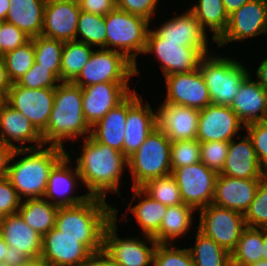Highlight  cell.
Here are the masks:
<instances>
[{
	"label": "cell",
	"mask_w": 267,
	"mask_h": 266,
	"mask_svg": "<svg viewBox=\"0 0 267 266\" xmlns=\"http://www.w3.org/2000/svg\"><path fill=\"white\" fill-rule=\"evenodd\" d=\"M80 152L76 167L88 194L106 199L107 192L114 191L121 196L119 185L124 168H128V158L91 136L84 138Z\"/></svg>",
	"instance_id": "cell-1"
},
{
	"label": "cell",
	"mask_w": 267,
	"mask_h": 266,
	"mask_svg": "<svg viewBox=\"0 0 267 266\" xmlns=\"http://www.w3.org/2000/svg\"><path fill=\"white\" fill-rule=\"evenodd\" d=\"M20 160L15 157L22 156ZM27 154V155H26ZM67 154L58 146L34 149H15L11 154L7 178L23 200L43 198L52 168Z\"/></svg>",
	"instance_id": "cell-2"
},
{
	"label": "cell",
	"mask_w": 267,
	"mask_h": 266,
	"mask_svg": "<svg viewBox=\"0 0 267 266\" xmlns=\"http://www.w3.org/2000/svg\"><path fill=\"white\" fill-rule=\"evenodd\" d=\"M44 145L63 146L64 141L90 136L82 108V88L73 82H59L55 88L54 105L49 122L41 133ZM68 139V140H67Z\"/></svg>",
	"instance_id": "cell-3"
},
{
	"label": "cell",
	"mask_w": 267,
	"mask_h": 266,
	"mask_svg": "<svg viewBox=\"0 0 267 266\" xmlns=\"http://www.w3.org/2000/svg\"><path fill=\"white\" fill-rule=\"evenodd\" d=\"M114 218V207L106 199L91 196L81 204L59 207L55 228L76 238H103L106 225Z\"/></svg>",
	"instance_id": "cell-4"
},
{
	"label": "cell",
	"mask_w": 267,
	"mask_h": 266,
	"mask_svg": "<svg viewBox=\"0 0 267 266\" xmlns=\"http://www.w3.org/2000/svg\"><path fill=\"white\" fill-rule=\"evenodd\" d=\"M211 54L204 55L198 65L208 87L211 104L230 106L240 85L251 73L239 60Z\"/></svg>",
	"instance_id": "cell-5"
},
{
	"label": "cell",
	"mask_w": 267,
	"mask_h": 266,
	"mask_svg": "<svg viewBox=\"0 0 267 266\" xmlns=\"http://www.w3.org/2000/svg\"><path fill=\"white\" fill-rule=\"evenodd\" d=\"M150 22L116 7L105 16L107 49L121 52L132 61L135 75L140 72L136 56L145 51Z\"/></svg>",
	"instance_id": "cell-6"
},
{
	"label": "cell",
	"mask_w": 267,
	"mask_h": 266,
	"mask_svg": "<svg viewBox=\"0 0 267 266\" xmlns=\"http://www.w3.org/2000/svg\"><path fill=\"white\" fill-rule=\"evenodd\" d=\"M170 146L171 141L159 127L148 135L138 150L128 158L132 188L171 174Z\"/></svg>",
	"instance_id": "cell-7"
},
{
	"label": "cell",
	"mask_w": 267,
	"mask_h": 266,
	"mask_svg": "<svg viewBox=\"0 0 267 266\" xmlns=\"http://www.w3.org/2000/svg\"><path fill=\"white\" fill-rule=\"evenodd\" d=\"M103 238H76L55 227L42 237L40 259L49 266H80L93 253L102 251Z\"/></svg>",
	"instance_id": "cell-8"
},
{
	"label": "cell",
	"mask_w": 267,
	"mask_h": 266,
	"mask_svg": "<svg viewBox=\"0 0 267 266\" xmlns=\"http://www.w3.org/2000/svg\"><path fill=\"white\" fill-rule=\"evenodd\" d=\"M118 209L114 208V218L106 225L103 234L102 250L118 266H153L157 242L153 237L144 236L150 244L134 238L121 239L117 234Z\"/></svg>",
	"instance_id": "cell-9"
},
{
	"label": "cell",
	"mask_w": 267,
	"mask_h": 266,
	"mask_svg": "<svg viewBox=\"0 0 267 266\" xmlns=\"http://www.w3.org/2000/svg\"><path fill=\"white\" fill-rule=\"evenodd\" d=\"M135 75V64L123 53L100 48L94 50L74 84L81 88L105 82H129Z\"/></svg>",
	"instance_id": "cell-10"
},
{
	"label": "cell",
	"mask_w": 267,
	"mask_h": 266,
	"mask_svg": "<svg viewBox=\"0 0 267 266\" xmlns=\"http://www.w3.org/2000/svg\"><path fill=\"white\" fill-rule=\"evenodd\" d=\"M198 230L231 253L246 228L244 214L215 204L199 210Z\"/></svg>",
	"instance_id": "cell-11"
},
{
	"label": "cell",
	"mask_w": 267,
	"mask_h": 266,
	"mask_svg": "<svg viewBox=\"0 0 267 266\" xmlns=\"http://www.w3.org/2000/svg\"><path fill=\"white\" fill-rule=\"evenodd\" d=\"M184 204L195 210L212 204L217 173L201 161L172 170Z\"/></svg>",
	"instance_id": "cell-12"
},
{
	"label": "cell",
	"mask_w": 267,
	"mask_h": 266,
	"mask_svg": "<svg viewBox=\"0 0 267 266\" xmlns=\"http://www.w3.org/2000/svg\"><path fill=\"white\" fill-rule=\"evenodd\" d=\"M54 94L55 89H30L14 82L3 100L28 118L42 133L50 119L54 105Z\"/></svg>",
	"instance_id": "cell-13"
},
{
	"label": "cell",
	"mask_w": 267,
	"mask_h": 266,
	"mask_svg": "<svg viewBox=\"0 0 267 266\" xmlns=\"http://www.w3.org/2000/svg\"><path fill=\"white\" fill-rule=\"evenodd\" d=\"M154 53L164 77L174 73H187L198 68L204 56L196 47L181 46V42L160 39L152 29L147 34L146 48L143 54Z\"/></svg>",
	"instance_id": "cell-14"
},
{
	"label": "cell",
	"mask_w": 267,
	"mask_h": 266,
	"mask_svg": "<svg viewBox=\"0 0 267 266\" xmlns=\"http://www.w3.org/2000/svg\"><path fill=\"white\" fill-rule=\"evenodd\" d=\"M267 34L266 0H250L229 15L226 31L216 41L218 47Z\"/></svg>",
	"instance_id": "cell-15"
},
{
	"label": "cell",
	"mask_w": 267,
	"mask_h": 266,
	"mask_svg": "<svg viewBox=\"0 0 267 266\" xmlns=\"http://www.w3.org/2000/svg\"><path fill=\"white\" fill-rule=\"evenodd\" d=\"M165 103L203 109L211 104V98L199 68L187 73L165 76Z\"/></svg>",
	"instance_id": "cell-16"
},
{
	"label": "cell",
	"mask_w": 267,
	"mask_h": 266,
	"mask_svg": "<svg viewBox=\"0 0 267 266\" xmlns=\"http://www.w3.org/2000/svg\"><path fill=\"white\" fill-rule=\"evenodd\" d=\"M131 92L129 82H105L83 87V114L90 128L98 123L108 111L121 103Z\"/></svg>",
	"instance_id": "cell-17"
},
{
	"label": "cell",
	"mask_w": 267,
	"mask_h": 266,
	"mask_svg": "<svg viewBox=\"0 0 267 266\" xmlns=\"http://www.w3.org/2000/svg\"><path fill=\"white\" fill-rule=\"evenodd\" d=\"M245 126L230 106L210 104L200 110L198 133L199 142H229Z\"/></svg>",
	"instance_id": "cell-18"
},
{
	"label": "cell",
	"mask_w": 267,
	"mask_h": 266,
	"mask_svg": "<svg viewBox=\"0 0 267 266\" xmlns=\"http://www.w3.org/2000/svg\"><path fill=\"white\" fill-rule=\"evenodd\" d=\"M80 12L77 0H46L41 35L64 42L76 40Z\"/></svg>",
	"instance_id": "cell-19"
},
{
	"label": "cell",
	"mask_w": 267,
	"mask_h": 266,
	"mask_svg": "<svg viewBox=\"0 0 267 266\" xmlns=\"http://www.w3.org/2000/svg\"><path fill=\"white\" fill-rule=\"evenodd\" d=\"M70 154H66L51 170L44 199L58 207L75 206L83 203L91 196L87 193L85 195L73 194L74 187H77L78 182H82L81 176L77 170L69 166ZM70 194V195H69Z\"/></svg>",
	"instance_id": "cell-20"
},
{
	"label": "cell",
	"mask_w": 267,
	"mask_h": 266,
	"mask_svg": "<svg viewBox=\"0 0 267 266\" xmlns=\"http://www.w3.org/2000/svg\"><path fill=\"white\" fill-rule=\"evenodd\" d=\"M157 109V126L171 142L196 139L200 110L168 103Z\"/></svg>",
	"instance_id": "cell-21"
},
{
	"label": "cell",
	"mask_w": 267,
	"mask_h": 266,
	"mask_svg": "<svg viewBox=\"0 0 267 266\" xmlns=\"http://www.w3.org/2000/svg\"><path fill=\"white\" fill-rule=\"evenodd\" d=\"M152 31L160 39L181 42V46L196 47L203 55L209 54L207 32L190 10L170 18Z\"/></svg>",
	"instance_id": "cell-22"
},
{
	"label": "cell",
	"mask_w": 267,
	"mask_h": 266,
	"mask_svg": "<svg viewBox=\"0 0 267 266\" xmlns=\"http://www.w3.org/2000/svg\"><path fill=\"white\" fill-rule=\"evenodd\" d=\"M0 141L15 149H34L44 145L42 134L32 122L19 111L12 108L4 100L0 102ZM28 143H37L32 146H18Z\"/></svg>",
	"instance_id": "cell-23"
},
{
	"label": "cell",
	"mask_w": 267,
	"mask_h": 266,
	"mask_svg": "<svg viewBox=\"0 0 267 266\" xmlns=\"http://www.w3.org/2000/svg\"><path fill=\"white\" fill-rule=\"evenodd\" d=\"M260 181L218 174L212 204L244 214L256 195Z\"/></svg>",
	"instance_id": "cell-24"
},
{
	"label": "cell",
	"mask_w": 267,
	"mask_h": 266,
	"mask_svg": "<svg viewBox=\"0 0 267 266\" xmlns=\"http://www.w3.org/2000/svg\"><path fill=\"white\" fill-rule=\"evenodd\" d=\"M137 91H133L115 108L94 126L90 136L97 142L107 145L123 153V140L128 109L139 99Z\"/></svg>",
	"instance_id": "cell-25"
},
{
	"label": "cell",
	"mask_w": 267,
	"mask_h": 266,
	"mask_svg": "<svg viewBox=\"0 0 267 266\" xmlns=\"http://www.w3.org/2000/svg\"><path fill=\"white\" fill-rule=\"evenodd\" d=\"M229 141L228 153L221 175L241 179H262L267 173L259 165L253 143L248 134L240 142Z\"/></svg>",
	"instance_id": "cell-26"
},
{
	"label": "cell",
	"mask_w": 267,
	"mask_h": 266,
	"mask_svg": "<svg viewBox=\"0 0 267 266\" xmlns=\"http://www.w3.org/2000/svg\"><path fill=\"white\" fill-rule=\"evenodd\" d=\"M142 96L127 111L123 154L129 158L134 154L148 135L156 129L157 111L153 112L149 102L142 104Z\"/></svg>",
	"instance_id": "cell-27"
},
{
	"label": "cell",
	"mask_w": 267,
	"mask_h": 266,
	"mask_svg": "<svg viewBox=\"0 0 267 266\" xmlns=\"http://www.w3.org/2000/svg\"><path fill=\"white\" fill-rule=\"evenodd\" d=\"M244 124L265 121L267 116V91L258 81L251 80V74L242 82L230 105Z\"/></svg>",
	"instance_id": "cell-28"
},
{
	"label": "cell",
	"mask_w": 267,
	"mask_h": 266,
	"mask_svg": "<svg viewBox=\"0 0 267 266\" xmlns=\"http://www.w3.org/2000/svg\"><path fill=\"white\" fill-rule=\"evenodd\" d=\"M0 235L5 242L31 260L40 259L42 251V236L34 231L19 213L1 217Z\"/></svg>",
	"instance_id": "cell-29"
},
{
	"label": "cell",
	"mask_w": 267,
	"mask_h": 266,
	"mask_svg": "<svg viewBox=\"0 0 267 266\" xmlns=\"http://www.w3.org/2000/svg\"><path fill=\"white\" fill-rule=\"evenodd\" d=\"M7 22L24 31L31 38L42 34L46 0H9Z\"/></svg>",
	"instance_id": "cell-30"
},
{
	"label": "cell",
	"mask_w": 267,
	"mask_h": 266,
	"mask_svg": "<svg viewBox=\"0 0 267 266\" xmlns=\"http://www.w3.org/2000/svg\"><path fill=\"white\" fill-rule=\"evenodd\" d=\"M132 191L134 192L133 200L129 203L127 210L133 213L143 235L154 237L158 233L167 206L152 199L140 187H134ZM140 196H142L140 202L131 207L133 201L137 202L136 198Z\"/></svg>",
	"instance_id": "cell-31"
},
{
	"label": "cell",
	"mask_w": 267,
	"mask_h": 266,
	"mask_svg": "<svg viewBox=\"0 0 267 266\" xmlns=\"http://www.w3.org/2000/svg\"><path fill=\"white\" fill-rule=\"evenodd\" d=\"M196 210L186 204L167 207L158 233L153 239L158 244H171V240L187 235L192 227L193 212Z\"/></svg>",
	"instance_id": "cell-32"
},
{
	"label": "cell",
	"mask_w": 267,
	"mask_h": 266,
	"mask_svg": "<svg viewBox=\"0 0 267 266\" xmlns=\"http://www.w3.org/2000/svg\"><path fill=\"white\" fill-rule=\"evenodd\" d=\"M18 213L42 237L55 227L58 206L44 198L24 199Z\"/></svg>",
	"instance_id": "cell-33"
},
{
	"label": "cell",
	"mask_w": 267,
	"mask_h": 266,
	"mask_svg": "<svg viewBox=\"0 0 267 266\" xmlns=\"http://www.w3.org/2000/svg\"><path fill=\"white\" fill-rule=\"evenodd\" d=\"M191 9H189L196 19L200 22L201 27L206 28L213 33V42H216L226 31L229 23L227 14L222 0H198ZM206 27V28H205Z\"/></svg>",
	"instance_id": "cell-34"
},
{
	"label": "cell",
	"mask_w": 267,
	"mask_h": 266,
	"mask_svg": "<svg viewBox=\"0 0 267 266\" xmlns=\"http://www.w3.org/2000/svg\"><path fill=\"white\" fill-rule=\"evenodd\" d=\"M263 228L246 227L230 253L231 266H249L263 260Z\"/></svg>",
	"instance_id": "cell-35"
},
{
	"label": "cell",
	"mask_w": 267,
	"mask_h": 266,
	"mask_svg": "<svg viewBox=\"0 0 267 266\" xmlns=\"http://www.w3.org/2000/svg\"><path fill=\"white\" fill-rule=\"evenodd\" d=\"M188 249L195 266H231L230 253L198 229L195 245Z\"/></svg>",
	"instance_id": "cell-36"
},
{
	"label": "cell",
	"mask_w": 267,
	"mask_h": 266,
	"mask_svg": "<svg viewBox=\"0 0 267 266\" xmlns=\"http://www.w3.org/2000/svg\"><path fill=\"white\" fill-rule=\"evenodd\" d=\"M91 48L92 46L75 40L64 43L61 62L62 82H73L77 78L94 51Z\"/></svg>",
	"instance_id": "cell-37"
},
{
	"label": "cell",
	"mask_w": 267,
	"mask_h": 266,
	"mask_svg": "<svg viewBox=\"0 0 267 266\" xmlns=\"http://www.w3.org/2000/svg\"><path fill=\"white\" fill-rule=\"evenodd\" d=\"M78 36H81L80 40ZM75 41L107 49L105 16L81 11Z\"/></svg>",
	"instance_id": "cell-38"
},
{
	"label": "cell",
	"mask_w": 267,
	"mask_h": 266,
	"mask_svg": "<svg viewBox=\"0 0 267 266\" xmlns=\"http://www.w3.org/2000/svg\"><path fill=\"white\" fill-rule=\"evenodd\" d=\"M35 48V62L47 68L61 81V62L64 41L43 35L32 37Z\"/></svg>",
	"instance_id": "cell-39"
},
{
	"label": "cell",
	"mask_w": 267,
	"mask_h": 266,
	"mask_svg": "<svg viewBox=\"0 0 267 266\" xmlns=\"http://www.w3.org/2000/svg\"><path fill=\"white\" fill-rule=\"evenodd\" d=\"M140 188L152 199L167 207L183 204L180 189L171 174L147 181Z\"/></svg>",
	"instance_id": "cell-40"
},
{
	"label": "cell",
	"mask_w": 267,
	"mask_h": 266,
	"mask_svg": "<svg viewBox=\"0 0 267 266\" xmlns=\"http://www.w3.org/2000/svg\"><path fill=\"white\" fill-rule=\"evenodd\" d=\"M8 76L12 83L26 74L35 62V48L30 40L25 45L2 55Z\"/></svg>",
	"instance_id": "cell-41"
},
{
	"label": "cell",
	"mask_w": 267,
	"mask_h": 266,
	"mask_svg": "<svg viewBox=\"0 0 267 266\" xmlns=\"http://www.w3.org/2000/svg\"><path fill=\"white\" fill-rule=\"evenodd\" d=\"M244 218L246 227L267 228V174L261 179Z\"/></svg>",
	"instance_id": "cell-42"
},
{
	"label": "cell",
	"mask_w": 267,
	"mask_h": 266,
	"mask_svg": "<svg viewBox=\"0 0 267 266\" xmlns=\"http://www.w3.org/2000/svg\"><path fill=\"white\" fill-rule=\"evenodd\" d=\"M200 162V142L197 139L171 142V170Z\"/></svg>",
	"instance_id": "cell-43"
},
{
	"label": "cell",
	"mask_w": 267,
	"mask_h": 266,
	"mask_svg": "<svg viewBox=\"0 0 267 266\" xmlns=\"http://www.w3.org/2000/svg\"><path fill=\"white\" fill-rule=\"evenodd\" d=\"M171 244L156 245L153 266H195L188 248Z\"/></svg>",
	"instance_id": "cell-44"
},
{
	"label": "cell",
	"mask_w": 267,
	"mask_h": 266,
	"mask_svg": "<svg viewBox=\"0 0 267 266\" xmlns=\"http://www.w3.org/2000/svg\"><path fill=\"white\" fill-rule=\"evenodd\" d=\"M228 148L229 142L225 141L200 142V161L220 174L225 165Z\"/></svg>",
	"instance_id": "cell-45"
},
{
	"label": "cell",
	"mask_w": 267,
	"mask_h": 266,
	"mask_svg": "<svg viewBox=\"0 0 267 266\" xmlns=\"http://www.w3.org/2000/svg\"><path fill=\"white\" fill-rule=\"evenodd\" d=\"M58 82L61 81L51 71L34 62L31 69L16 83L22 87H27L30 89H55L59 85Z\"/></svg>",
	"instance_id": "cell-46"
},
{
	"label": "cell",
	"mask_w": 267,
	"mask_h": 266,
	"mask_svg": "<svg viewBox=\"0 0 267 266\" xmlns=\"http://www.w3.org/2000/svg\"><path fill=\"white\" fill-rule=\"evenodd\" d=\"M244 127L252 140L259 165L267 173V122H253Z\"/></svg>",
	"instance_id": "cell-47"
},
{
	"label": "cell",
	"mask_w": 267,
	"mask_h": 266,
	"mask_svg": "<svg viewBox=\"0 0 267 266\" xmlns=\"http://www.w3.org/2000/svg\"><path fill=\"white\" fill-rule=\"evenodd\" d=\"M31 37L15 25L4 21L0 30V56L25 45Z\"/></svg>",
	"instance_id": "cell-48"
},
{
	"label": "cell",
	"mask_w": 267,
	"mask_h": 266,
	"mask_svg": "<svg viewBox=\"0 0 267 266\" xmlns=\"http://www.w3.org/2000/svg\"><path fill=\"white\" fill-rule=\"evenodd\" d=\"M22 199L16 192L10 180L0 179V217L11 216L18 213Z\"/></svg>",
	"instance_id": "cell-49"
},
{
	"label": "cell",
	"mask_w": 267,
	"mask_h": 266,
	"mask_svg": "<svg viewBox=\"0 0 267 266\" xmlns=\"http://www.w3.org/2000/svg\"><path fill=\"white\" fill-rule=\"evenodd\" d=\"M159 0H115L116 8L130 14L144 17L148 21L153 18Z\"/></svg>",
	"instance_id": "cell-50"
},
{
	"label": "cell",
	"mask_w": 267,
	"mask_h": 266,
	"mask_svg": "<svg viewBox=\"0 0 267 266\" xmlns=\"http://www.w3.org/2000/svg\"><path fill=\"white\" fill-rule=\"evenodd\" d=\"M80 10L106 16L115 7V0H77Z\"/></svg>",
	"instance_id": "cell-51"
},
{
	"label": "cell",
	"mask_w": 267,
	"mask_h": 266,
	"mask_svg": "<svg viewBox=\"0 0 267 266\" xmlns=\"http://www.w3.org/2000/svg\"><path fill=\"white\" fill-rule=\"evenodd\" d=\"M30 260L31 259L23 254L19 249L8 246L4 262L9 266H24Z\"/></svg>",
	"instance_id": "cell-52"
},
{
	"label": "cell",
	"mask_w": 267,
	"mask_h": 266,
	"mask_svg": "<svg viewBox=\"0 0 267 266\" xmlns=\"http://www.w3.org/2000/svg\"><path fill=\"white\" fill-rule=\"evenodd\" d=\"M80 266H118L112 261L106 253L102 250L93 253L84 263Z\"/></svg>",
	"instance_id": "cell-53"
},
{
	"label": "cell",
	"mask_w": 267,
	"mask_h": 266,
	"mask_svg": "<svg viewBox=\"0 0 267 266\" xmlns=\"http://www.w3.org/2000/svg\"><path fill=\"white\" fill-rule=\"evenodd\" d=\"M13 148L0 141V179L7 177L8 165Z\"/></svg>",
	"instance_id": "cell-54"
},
{
	"label": "cell",
	"mask_w": 267,
	"mask_h": 266,
	"mask_svg": "<svg viewBox=\"0 0 267 266\" xmlns=\"http://www.w3.org/2000/svg\"><path fill=\"white\" fill-rule=\"evenodd\" d=\"M11 86L12 81L8 76L4 59L0 56V94L4 97Z\"/></svg>",
	"instance_id": "cell-55"
},
{
	"label": "cell",
	"mask_w": 267,
	"mask_h": 266,
	"mask_svg": "<svg viewBox=\"0 0 267 266\" xmlns=\"http://www.w3.org/2000/svg\"><path fill=\"white\" fill-rule=\"evenodd\" d=\"M256 76L259 84L267 91V59H264L257 68Z\"/></svg>",
	"instance_id": "cell-56"
},
{
	"label": "cell",
	"mask_w": 267,
	"mask_h": 266,
	"mask_svg": "<svg viewBox=\"0 0 267 266\" xmlns=\"http://www.w3.org/2000/svg\"><path fill=\"white\" fill-rule=\"evenodd\" d=\"M222 1L227 14L230 15L250 0H222Z\"/></svg>",
	"instance_id": "cell-57"
},
{
	"label": "cell",
	"mask_w": 267,
	"mask_h": 266,
	"mask_svg": "<svg viewBox=\"0 0 267 266\" xmlns=\"http://www.w3.org/2000/svg\"><path fill=\"white\" fill-rule=\"evenodd\" d=\"M10 6L9 0H0V20H6V15Z\"/></svg>",
	"instance_id": "cell-58"
},
{
	"label": "cell",
	"mask_w": 267,
	"mask_h": 266,
	"mask_svg": "<svg viewBox=\"0 0 267 266\" xmlns=\"http://www.w3.org/2000/svg\"><path fill=\"white\" fill-rule=\"evenodd\" d=\"M8 244L5 242L4 238L0 235V261L4 262L5 253L8 249Z\"/></svg>",
	"instance_id": "cell-59"
},
{
	"label": "cell",
	"mask_w": 267,
	"mask_h": 266,
	"mask_svg": "<svg viewBox=\"0 0 267 266\" xmlns=\"http://www.w3.org/2000/svg\"><path fill=\"white\" fill-rule=\"evenodd\" d=\"M24 266H49V265L46 262H44L42 259H36V260H30Z\"/></svg>",
	"instance_id": "cell-60"
},
{
	"label": "cell",
	"mask_w": 267,
	"mask_h": 266,
	"mask_svg": "<svg viewBox=\"0 0 267 266\" xmlns=\"http://www.w3.org/2000/svg\"><path fill=\"white\" fill-rule=\"evenodd\" d=\"M263 244H264L263 260H267V228H263Z\"/></svg>",
	"instance_id": "cell-61"
},
{
	"label": "cell",
	"mask_w": 267,
	"mask_h": 266,
	"mask_svg": "<svg viewBox=\"0 0 267 266\" xmlns=\"http://www.w3.org/2000/svg\"><path fill=\"white\" fill-rule=\"evenodd\" d=\"M249 266H267V260H259L258 262L253 263Z\"/></svg>",
	"instance_id": "cell-62"
},
{
	"label": "cell",
	"mask_w": 267,
	"mask_h": 266,
	"mask_svg": "<svg viewBox=\"0 0 267 266\" xmlns=\"http://www.w3.org/2000/svg\"><path fill=\"white\" fill-rule=\"evenodd\" d=\"M0 266H9V265L6 264L5 262L0 261Z\"/></svg>",
	"instance_id": "cell-63"
},
{
	"label": "cell",
	"mask_w": 267,
	"mask_h": 266,
	"mask_svg": "<svg viewBox=\"0 0 267 266\" xmlns=\"http://www.w3.org/2000/svg\"><path fill=\"white\" fill-rule=\"evenodd\" d=\"M4 21H2V20H0V30H1V27H2V23H3Z\"/></svg>",
	"instance_id": "cell-64"
},
{
	"label": "cell",
	"mask_w": 267,
	"mask_h": 266,
	"mask_svg": "<svg viewBox=\"0 0 267 266\" xmlns=\"http://www.w3.org/2000/svg\"><path fill=\"white\" fill-rule=\"evenodd\" d=\"M3 100V96L0 94V102Z\"/></svg>",
	"instance_id": "cell-65"
}]
</instances>
